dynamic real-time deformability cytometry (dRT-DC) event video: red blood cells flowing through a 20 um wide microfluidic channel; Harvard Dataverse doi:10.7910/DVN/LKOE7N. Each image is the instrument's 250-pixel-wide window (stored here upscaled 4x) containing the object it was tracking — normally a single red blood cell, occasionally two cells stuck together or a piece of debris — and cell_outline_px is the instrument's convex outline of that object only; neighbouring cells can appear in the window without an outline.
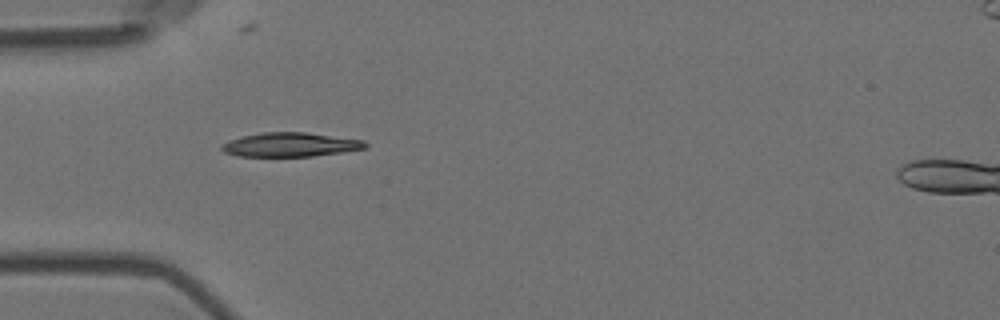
{"species": "Egyptian fruit bat (a non-hibernating species)", "species_latin": "Rousettus aegyptiacus", "temperature_condition": "room temperature", "stored_images_in_passage": 41, "camera_frame_rate_fps": 3000, "um_per_image_px": 0.085, "animal": {"sex": "female"}, "frame": {"image": 1, "passage_image": 1, "time_ms": 0.0, "image_size_px": [1000, 320], "cell_outline_px": [[368, 144], [364, 148], [344, 152], [312, 156], [236, 156], [224, 152], [220, 148], [220, 144], [228, 140], [244, 136], [264, 132], [308, 132], [364, 140]], "centroid_in_image_um": [24.66, 12.29], "position_along_channel_um": 60.3, "area_um2": 20.23}}
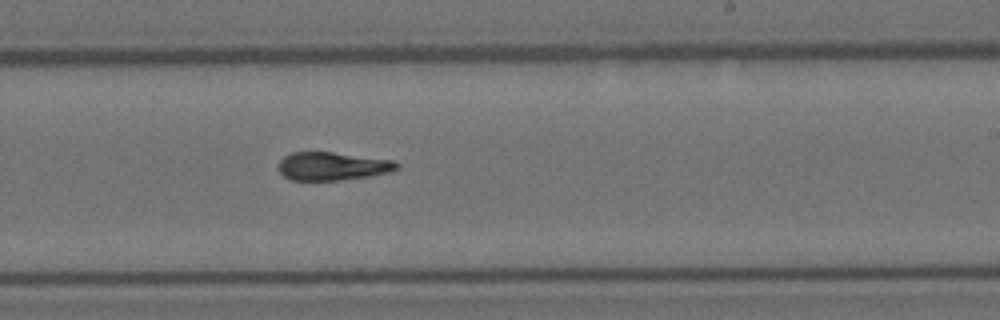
{"frame": {"image": 2, "passage_image": 18, "time_ms": 5.667, "image_size_px": [1000, 320], "cell_outline_px": [[400, 168], [388, 172], [368, 176], [340, 180], [292, 180], [284, 176], [276, 168], [280, 160], [284, 156], [292, 152], [332, 152], [392, 160], [400, 164]], "centroid_in_image_um": [28.22, 14.12], "position_along_channel_um": 260.8, "area_um2": 19.42}}
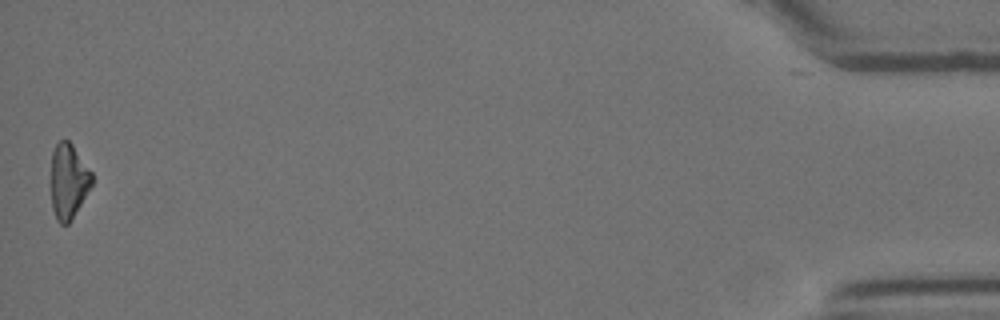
{"frame": {"image": 3, "passage_image": 40, "time_ms": 13.0, "image_size_px": [1000, 320], "cell_outline_px": [[92, 184], [68, 224], [60, 224], [56, 220], [52, 208], [52, 152], [56, 144], [60, 140], [68, 140], [72, 144], [92, 172]], "centroid_in_image_um": [5.81, 15.38], "position_along_channel_um": 429.4, "area_um2": 17.51}, "authors_computed_cell_mechanics": {"area_um2": 19.941, "velocity_mm_per_s": 3.5709, "shape_relaxation_time_tau1_ms": 5.663, "shape_relaxation_time_tau2_ms": 3.1394, "deformation_change_tau1": 0.1851, "deformation_change_tau2": 0.0892}}